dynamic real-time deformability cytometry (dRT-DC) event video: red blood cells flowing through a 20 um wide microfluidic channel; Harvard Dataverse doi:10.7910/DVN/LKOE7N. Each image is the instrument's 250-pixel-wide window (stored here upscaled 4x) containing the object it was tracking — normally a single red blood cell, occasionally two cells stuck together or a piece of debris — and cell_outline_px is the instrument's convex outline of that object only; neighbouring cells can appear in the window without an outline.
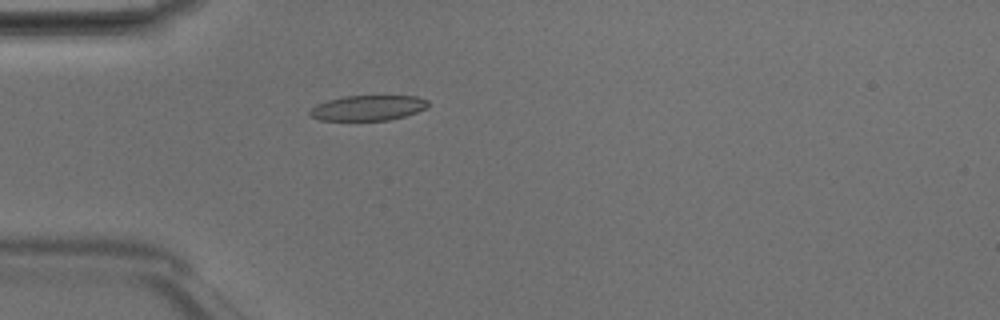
{"species": "Egyptian fruit bat (a non-hibernating species)", "species_latin": "Rousettus aegyptiacus", "temperature_condition": "room temperature", "stored_images_in_passage": 48, "camera_frame_rate_fps": 3000, "um_per_image_px": 0.085, "animal": {"sex": "male"}, "frame": {"image": 1, "passage_image": 14, "time_ms": 4.333, "image_size_px": [1000, 320], "cell_outline_px": [[428, 108], [404, 116], [388, 120], [320, 120], [312, 116], [308, 112], [316, 104], [328, 100], [344, 96], [416, 96], [428, 100]], "centroid_in_image_um": [31.29, 9.17], "position_along_channel_um": 53.7, "area_um2": 17.28}}
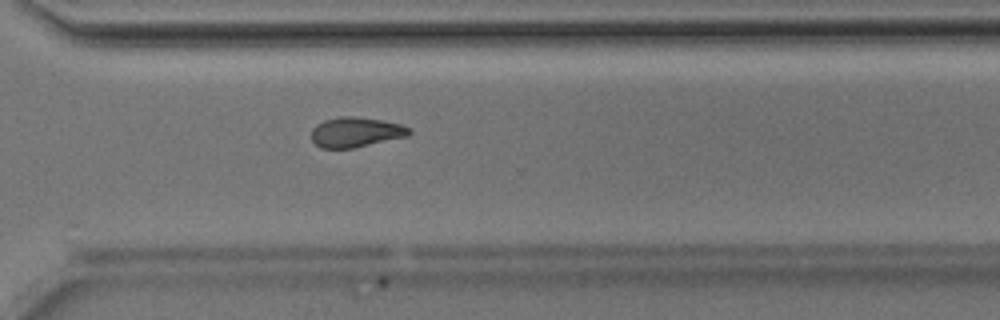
{"frame": {"image": 2, "passage_image": 35, "time_ms": 11.333, "image_size_px": [1000, 320], "cell_outline_px": [[412, 132], [408, 136], [352, 148], [320, 148], [312, 140], [312, 128], [316, 124], [324, 120], [340, 116], [356, 116], [384, 120], [400, 124], [412, 128]], "centroid_in_image_um": [30.26, 11.22], "position_along_channel_um": 340.3, "area_um2": 17.22}}
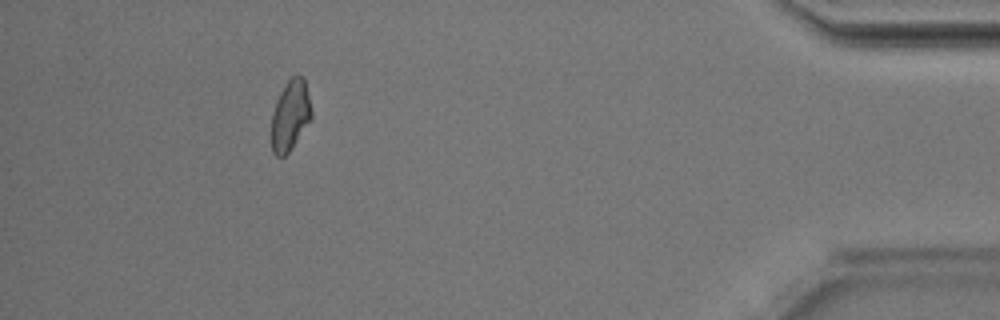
{"frame": {"image": 3, "passage_image": 44, "time_ms": 14.333, "image_size_px": [1000, 320], "cell_outline_px": [[312, 120], [288, 152], [284, 156], [276, 156], [272, 152], [272, 112], [276, 100], [284, 84], [292, 76], [300, 76], [304, 80], [312, 112]], "centroid_in_image_um": [24.67, 9.82], "position_along_channel_um": 410.5, "area_um2": 16.3}, "authors_computed_cell_mechanics": {"area_um2": 17.34, "velocity_mm_per_s": 4.2234, "shape_relaxation_time_tau1_ms": 6.4251, "shape_relaxation_time_tau2_ms": 5.4338, "deformation_change_tau1": 0.1542, "deformation_change_tau2": 0.1331}}